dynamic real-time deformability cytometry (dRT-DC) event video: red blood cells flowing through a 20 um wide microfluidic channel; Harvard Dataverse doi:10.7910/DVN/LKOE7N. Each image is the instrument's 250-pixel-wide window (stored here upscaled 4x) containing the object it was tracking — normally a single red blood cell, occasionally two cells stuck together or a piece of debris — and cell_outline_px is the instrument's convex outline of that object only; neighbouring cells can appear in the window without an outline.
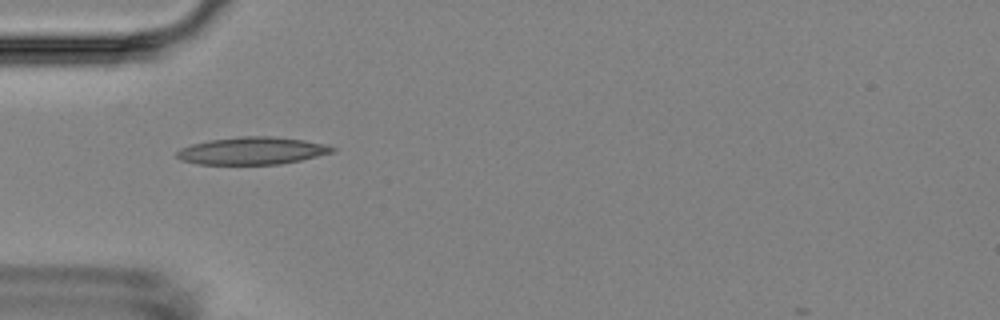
{"species": "Egyptian fruit bat (a non-hibernating species)", "species_latin": "Rousettus aegyptiacus", "temperature_condition": "room temperature", "stored_images_in_passage": 5, "camera_frame_rate_fps": 3000, "um_per_image_px": 0.085, "animal": {"sex": "female"}, "frame": {"image": 1, "passage_image": 4, "time_ms": 3.667, "image_size_px": [1000, 320], "cell_outline_px": [[336, 152], [300, 160], [280, 164], [196, 164], [180, 160], [176, 156], [176, 152], [180, 148], [192, 144], [208, 140], [236, 136], [272, 136], [304, 140], [328, 144], [336, 148]], "centroid_in_image_um": [21.44, 12.81], "position_along_channel_um": 63.6, "area_um2": 25.14}}